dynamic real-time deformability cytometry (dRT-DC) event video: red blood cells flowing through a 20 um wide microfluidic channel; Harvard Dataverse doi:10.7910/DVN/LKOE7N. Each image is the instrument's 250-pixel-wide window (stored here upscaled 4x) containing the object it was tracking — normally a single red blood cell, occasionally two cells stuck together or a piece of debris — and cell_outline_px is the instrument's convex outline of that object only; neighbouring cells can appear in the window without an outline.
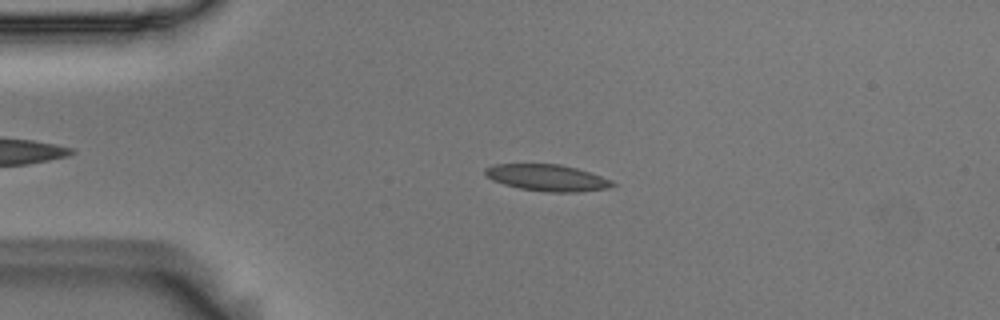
{"species": "Egyptian fruit bat (a non-hibernating species)", "species_latin": "Rousettus aegyptiacus", "temperature_condition": "room temperature", "stored_images_in_passage": 5, "camera_frame_rate_fps": 3000, "um_per_image_px": 0.085, "animal": {"sex": "male"}, "frame": {"image": 1, "passage_image": 4, "time_ms": 1.0, "image_size_px": [1000, 320], "cell_outline_px": [[616, 184], [612, 188], [576, 192], [548, 192], [520, 188], [504, 184], [492, 180], [484, 172], [484, 168], [492, 164], [560, 164], [576, 168], [612, 180]], "centroid_in_image_um": [46.52, 15.11], "position_along_channel_um": 38.5, "area_um2": 19.65}}